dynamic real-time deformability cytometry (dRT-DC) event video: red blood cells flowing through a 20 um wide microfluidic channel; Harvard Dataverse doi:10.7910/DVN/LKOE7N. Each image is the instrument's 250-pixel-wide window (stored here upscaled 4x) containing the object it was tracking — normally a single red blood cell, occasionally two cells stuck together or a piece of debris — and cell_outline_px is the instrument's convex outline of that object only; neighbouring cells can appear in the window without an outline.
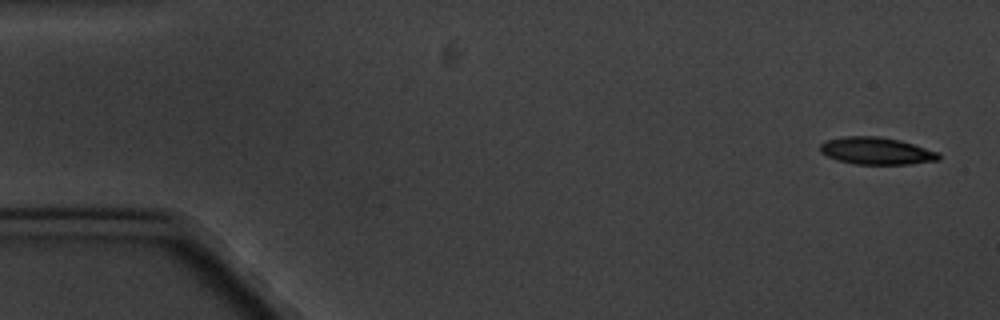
{"species": "common noctule bat (a hibernating species)", "species_latin": "Nyctalus noctula", "temperature_condition": "cold", "stored_images_in_passage": 6, "camera_frame_rate_fps": 3000, "um_per_image_px": 0.085, "animal": {"sex": "male", "body_mass_g": 20.1, "forearm_length_mm": 53.5}, "frame": {"image": 1, "passage_image": 1, "time_ms": 0.0, "image_size_px": [1000, 320], "cell_outline_px": [[940, 160], [908, 164], [856, 164], [836, 160], [820, 152], [820, 144], [828, 140], [844, 136], [880, 136], [900, 140], [940, 152]], "centroid_in_image_um": [74.51, 12.82], "position_along_channel_um": 10.5, "area_um2": 18.84}}